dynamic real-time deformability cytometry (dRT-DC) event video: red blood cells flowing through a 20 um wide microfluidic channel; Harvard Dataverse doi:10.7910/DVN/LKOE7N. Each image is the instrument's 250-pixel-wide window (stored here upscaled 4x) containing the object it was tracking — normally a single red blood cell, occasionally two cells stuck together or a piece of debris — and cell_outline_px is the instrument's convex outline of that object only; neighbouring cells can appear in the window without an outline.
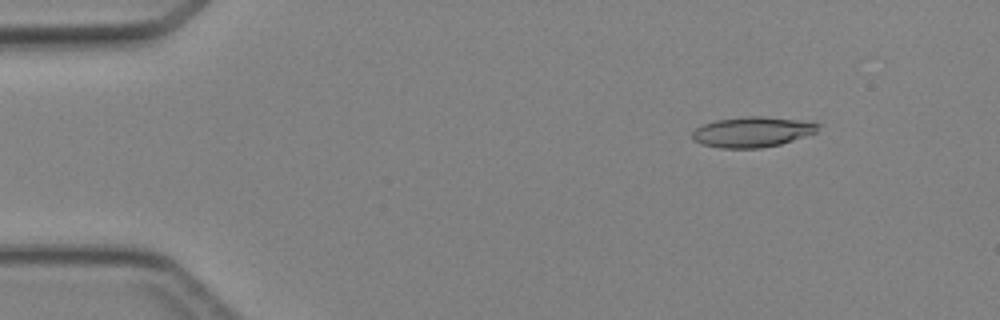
{"species": "Egyptian fruit bat (a non-hibernating species)", "species_latin": "Rousettus aegyptiacus", "temperature_condition": "cold", "stored_images_in_passage": 3, "camera_frame_rate_fps": 3000, "um_per_image_px": 0.085, "animal": {"sex": "female"}, "frame": {"image": 1, "passage_image": 1, "time_ms": 0.0, "image_size_px": [1000, 320], "cell_outline_px": [[820, 124], [816, 132], [780, 144], [760, 148], [720, 148], [700, 144], [692, 140], [692, 132], [696, 128], [704, 124], [716, 120], [744, 116], [764, 116], [796, 120]], "centroid_in_image_um": [63.88, 11.22], "position_along_channel_um": 21.1, "area_um2": 22.08}}
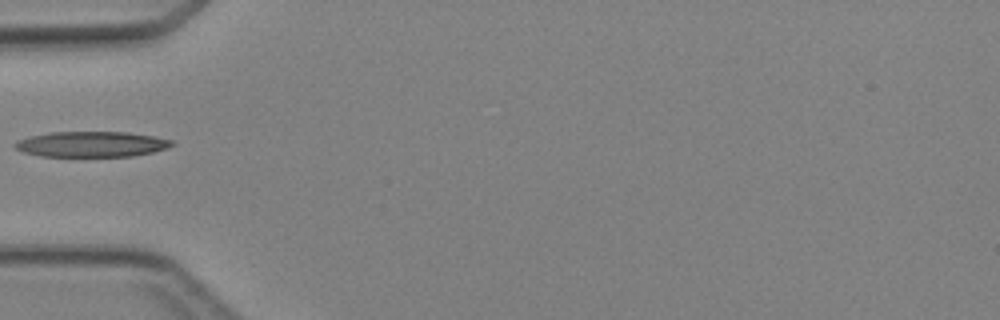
{"frame": {"image": 2, "passage_image": 3, "time_ms": 3.333, "image_size_px": [1000, 320], "cell_outline_px": [[176, 144], [168, 148], [152, 152], [132, 156], [40, 156], [24, 152], [16, 148], [12, 144], [16, 140], [28, 136], [52, 132], [128, 132], [152, 136], [172, 140]], "centroid_in_image_um": [7.76, 12.25], "position_along_channel_um": 77.2, "area_um2": 23.35}}